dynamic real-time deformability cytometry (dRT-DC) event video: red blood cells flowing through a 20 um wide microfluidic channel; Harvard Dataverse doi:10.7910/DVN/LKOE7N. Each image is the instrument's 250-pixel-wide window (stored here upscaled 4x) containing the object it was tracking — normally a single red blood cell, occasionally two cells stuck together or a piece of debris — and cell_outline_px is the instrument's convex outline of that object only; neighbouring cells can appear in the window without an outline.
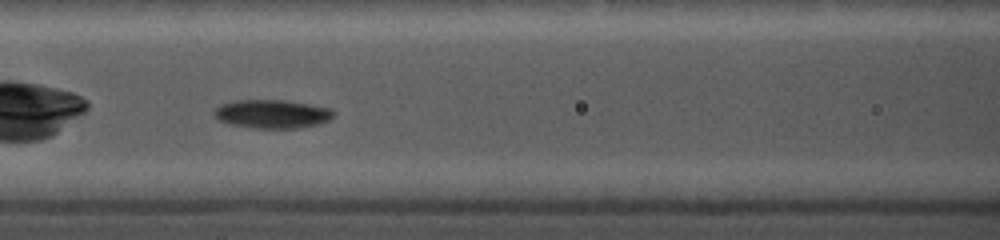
{"species": "common noctule bat (a hibernating species)", "species_latin": "Nyctalus noctula", "temperature_condition": "cold", "stored_images_in_passage": 21, "camera_frame_rate_fps": 5000, "um_per_image_px": 0.085, "animal": {"sex": "female", "body_mass_g": 19.0, "forearm_length_mm": 56.7}, "frame": {"image": 1, "passage_image": 5, "time_ms": 2.6, "image_size_px": [1000, 240], "cell_outline_px": [[336, 112], [328, 120], [320, 124], [300, 128], [252, 128], [228, 124], [212, 116], [212, 112], [220, 104], [232, 100], [284, 100], [332, 108]], "centroid_in_image_um": [23.1, 9.68], "position_along_channel_um": 143.5, "area_um2": 20.17}}
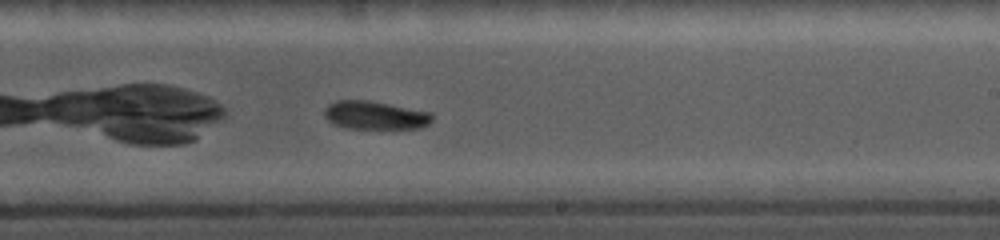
{"frame": {"image": 2, "passage_image": 11, "time_ms": 5.6, "image_size_px": [1000, 240], "cell_outline_px": [[432, 120], [428, 124], [420, 128], [344, 128], [328, 120], [324, 116], [324, 108], [328, 104], [336, 100], [368, 100], [432, 112]], "centroid_in_image_um": [31.87, 9.79], "position_along_channel_um": 257.1, "area_um2": 17.74}}
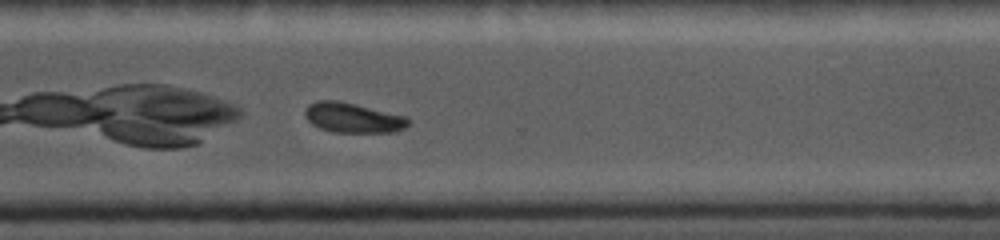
{"frame": {"image": 3, "passage_image": 18, "time_ms": 7.8, "image_size_px": [1000, 240], "cell_outline_px": [[412, 120], [404, 128], [396, 132], [332, 132], [320, 128], [312, 124], [304, 116], [304, 112], [308, 104], [316, 100], [340, 100], [408, 116]], "centroid_in_image_um": [30.01, 9.99], "position_along_channel_um": 340.6, "area_um2": 18.38}}